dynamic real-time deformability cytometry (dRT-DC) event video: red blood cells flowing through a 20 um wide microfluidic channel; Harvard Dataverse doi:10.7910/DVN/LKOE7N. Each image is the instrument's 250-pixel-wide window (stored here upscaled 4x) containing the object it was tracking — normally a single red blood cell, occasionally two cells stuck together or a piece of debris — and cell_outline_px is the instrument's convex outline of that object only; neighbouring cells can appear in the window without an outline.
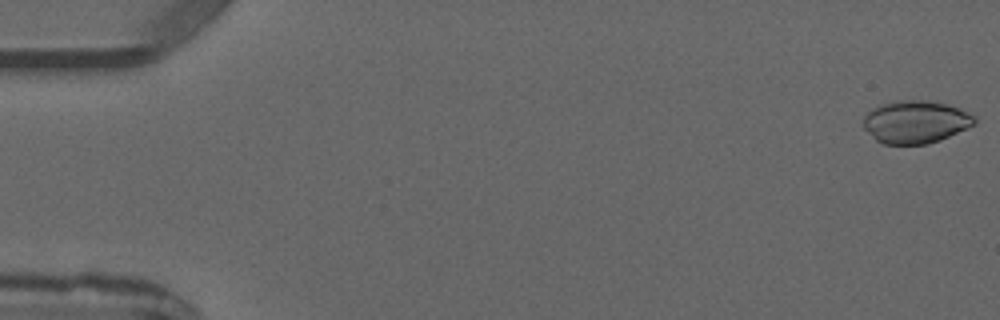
{"species": "common noctule bat (a hibernating species)", "species_latin": "Nyctalus noctula", "temperature_condition": "warm", "stored_images_in_passage": 4, "camera_frame_rate_fps": 3000, "um_per_image_px": 0.085, "animal": {"sex": "male", "forearm_length_mm": 52.5}, "frame": {"image": 1, "passage_image": 1, "time_ms": 0.0, "image_size_px": [1000, 320], "cell_outline_px": [[976, 124], [968, 128], [940, 140], [928, 144], [884, 144], [876, 140], [864, 128], [864, 116], [872, 108], [896, 100], [928, 100], [960, 108], [976, 116]], "centroid_in_image_um": [77.85, 10.36], "position_along_channel_um": 7.1, "area_um2": 27.69}}